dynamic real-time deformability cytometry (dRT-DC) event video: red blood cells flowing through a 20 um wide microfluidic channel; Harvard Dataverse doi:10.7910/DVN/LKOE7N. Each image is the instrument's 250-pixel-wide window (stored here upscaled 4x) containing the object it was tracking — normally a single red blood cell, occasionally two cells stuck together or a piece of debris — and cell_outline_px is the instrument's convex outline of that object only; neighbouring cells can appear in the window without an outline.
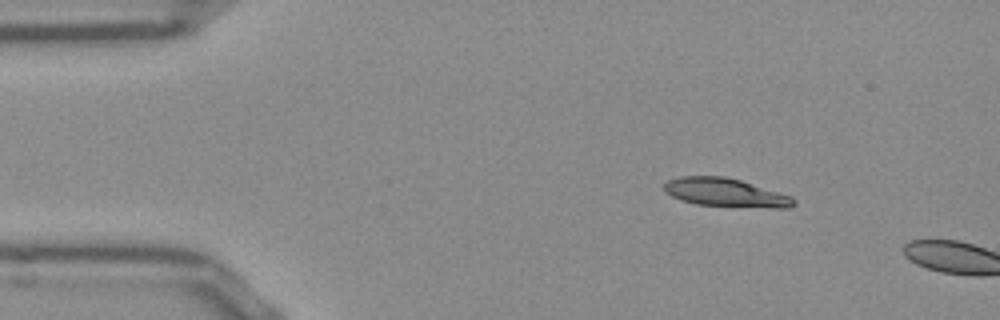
{"species": "Egyptian fruit bat (a non-hibernating species)", "species_latin": "Rousettus aegyptiacus", "temperature_condition": "room temperature", "stored_images_in_passage": 3, "camera_frame_rate_fps": 3000, "um_per_image_px": 0.085, "frame": {"image": 1, "passage_image": 1, "time_ms": 0.0, "image_size_px": [1000, 320], "cell_outline_px": [[796, 204], [788, 208], [772, 208], [696, 204], [680, 200], [664, 192], [664, 184], [668, 180], [680, 176], [724, 176], [740, 180], [792, 196], [796, 200]], "centroid_in_image_um": [61.67, 16.37], "position_along_channel_um": 23.3, "area_um2": 21.5}}